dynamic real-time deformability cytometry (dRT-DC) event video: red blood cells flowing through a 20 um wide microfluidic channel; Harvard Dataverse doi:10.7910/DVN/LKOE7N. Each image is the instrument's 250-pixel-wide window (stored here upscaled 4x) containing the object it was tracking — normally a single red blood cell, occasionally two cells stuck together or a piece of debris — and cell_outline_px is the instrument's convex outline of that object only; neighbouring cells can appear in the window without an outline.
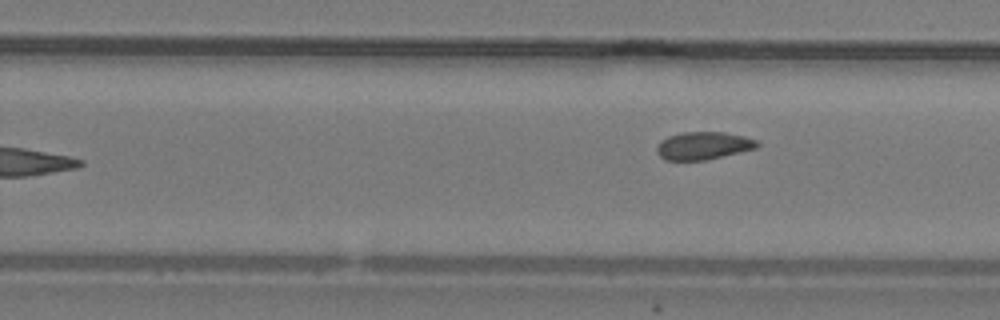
{"species": "common noctule bat (a hibernating species)", "species_latin": "Nyctalus noctula", "temperature_condition": "warm", "stored_images_in_passage": 17, "camera_frame_rate_fps": 3000, "um_per_image_px": 0.085, "animal": {"sex": "male", "body_mass_g": 19.2, "forearm_length_mm": 51.8}, "frame": {"image": 1, "passage_image": 17, "time_ms": 5.333, "image_size_px": [1000, 320], "cell_outline_px": [[760, 144], [756, 148], [708, 160], [664, 160], [656, 152], [656, 148], [660, 140], [668, 136], [684, 132], [724, 132], [744, 136], [756, 140]], "centroid_in_image_um": [59.76, 12.38], "position_along_channel_um": 270.0, "area_um2": 16.3}}